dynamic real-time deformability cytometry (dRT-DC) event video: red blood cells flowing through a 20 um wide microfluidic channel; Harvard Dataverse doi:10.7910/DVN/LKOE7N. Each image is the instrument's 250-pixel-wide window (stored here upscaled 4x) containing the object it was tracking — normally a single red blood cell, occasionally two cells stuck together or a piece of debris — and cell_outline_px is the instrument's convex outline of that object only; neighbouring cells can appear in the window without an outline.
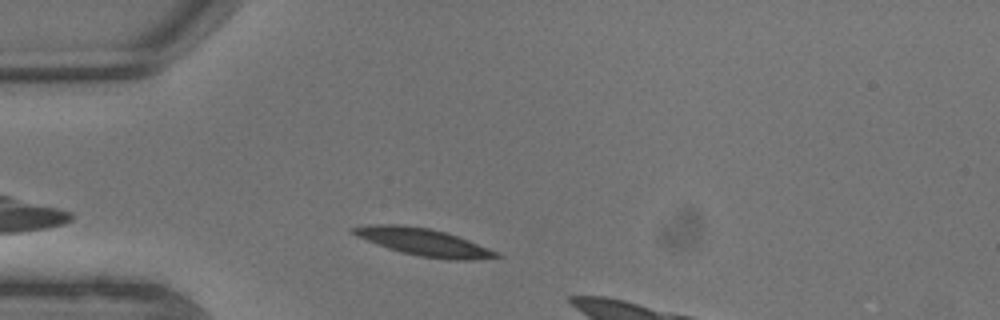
{"species": "common noctule bat (a hibernating species)", "species_latin": "Nyctalus noctula", "temperature_condition": "warm", "stored_images_in_passage": 5, "segment_of_instrument_passage": [1, 2], "camera_frame_rate_fps": 3000, "um_per_image_px": 0.085, "animal": {"sex": "male", "body_mass_g": 13.3}, "frame": {"image": 1, "passage_image": 1, "time_ms": 0.0, "image_size_px": [1000, 320], "cell_outline_px": [[500, 256], [472, 260], [448, 260], [420, 256], [400, 252], [388, 248], [356, 236], [348, 232], [348, 228], [368, 224], [396, 224], [428, 228], [444, 232], [468, 240], [496, 252]], "centroid_in_image_um": [35.89, 20.57], "position_along_channel_um": 49.1, "area_um2": 22.48}}
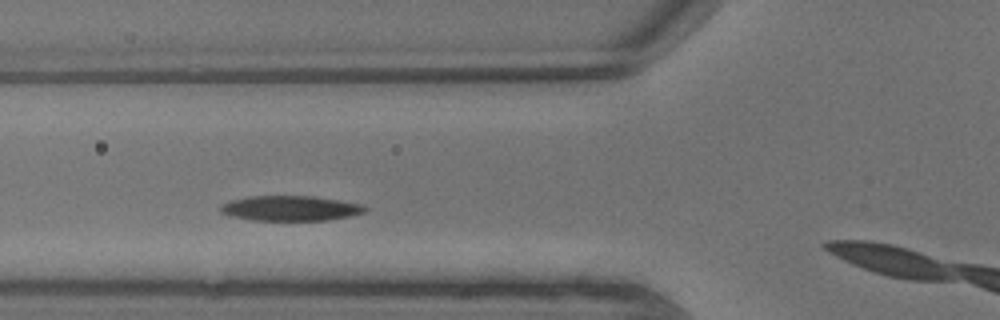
{"frame": {"image": 2, "passage_image": 3, "time_ms": 0.667, "image_size_px": [1000, 320], "cell_outline_px": [[368, 208], [364, 212], [348, 216], [324, 220], [252, 220], [228, 216], [220, 212], [220, 208], [224, 204], [232, 200], [248, 196], [312, 196], [360, 204]], "centroid_in_image_um": [24.63, 17.7], "position_along_channel_um": 101.2, "area_um2": 20.81}}
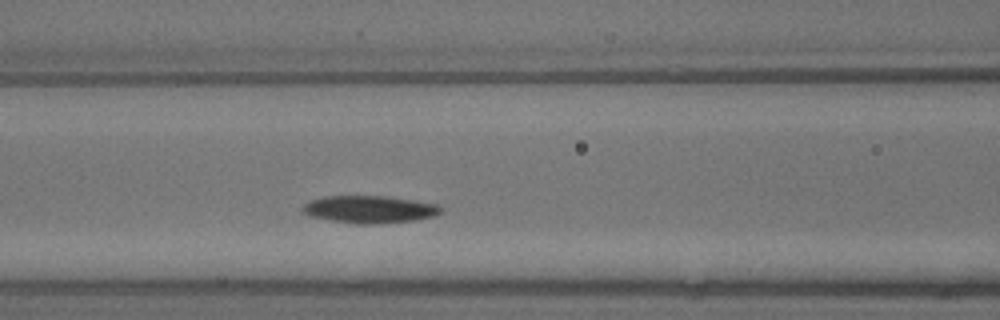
{"frame": {"image": 3, "passage_image": 4, "time_ms": 1.0, "image_size_px": [1000, 320], "cell_outline_px": [[440, 212], [432, 216], [416, 220], [376, 224], [360, 224], [332, 220], [312, 216], [300, 212], [300, 208], [308, 200], [324, 196], [384, 196], [412, 200], [436, 204], [440, 208]], "centroid_in_image_um": [31.33, 17.79], "position_along_channel_um": 135.3, "area_um2": 21.91}}